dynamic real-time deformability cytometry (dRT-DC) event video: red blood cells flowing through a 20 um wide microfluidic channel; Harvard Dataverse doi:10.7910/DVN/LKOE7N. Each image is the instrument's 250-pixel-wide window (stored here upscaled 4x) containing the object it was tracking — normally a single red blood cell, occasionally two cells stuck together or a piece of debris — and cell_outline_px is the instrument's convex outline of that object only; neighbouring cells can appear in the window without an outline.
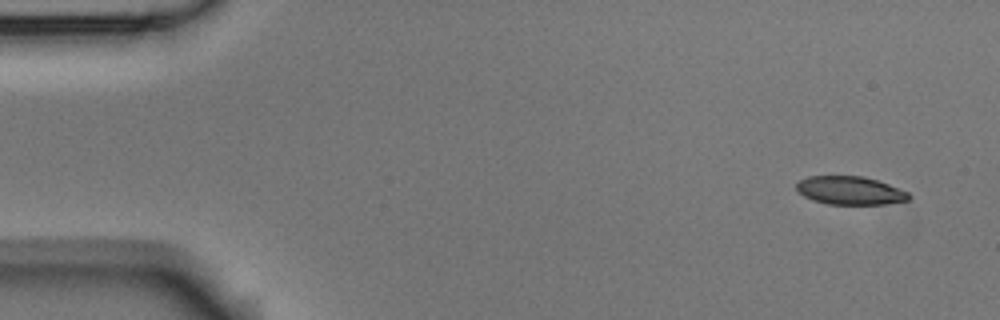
{"species": "Egyptian fruit bat (a non-hibernating species)", "species_latin": "Rousettus aegyptiacus", "temperature_condition": "room temperature", "stored_images_in_passage": 6, "camera_frame_rate_fps": 3000, "um_per_image_px": 0.085, "animal": {"sex": "male"}, "frame": {"image": 1, "passage_image": 1, "time_ms": 0.0, "image_size_px": [1000, 320], "cell_outline_px": [[912, 196], [908, 200], [884, 204], [828, 204], [812, 200], [804, 196], [796, 188], [796, 184], [800, 180], [808, 176], [864, 176], [888, 184], [908, 192]], "centroid_in_image_um": [72.25, 16.19], "position_along_channel_um": 12.7, "area_um2": 18.44}}
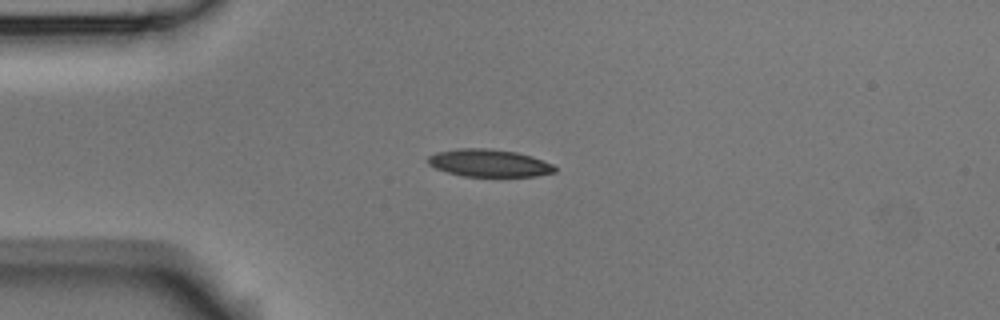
{"frame": {"image": 2, "passage_image": 4, "time_ms": 1.0, "image_size_px": [1000, 320], "cell_outline_px": [[556, 172], [536, 176], [464, 176], [448, 172], [436, 168], [428, 164], [428, 156], [436, 152], [460, 148], [488, 148], [516, 152], [532, 156], [552, 164], [556, 168]], "centroid_in_image_um": [41.57, 13.85], "position_along_channel_um": 43.4, "area_um2": 20.23}}
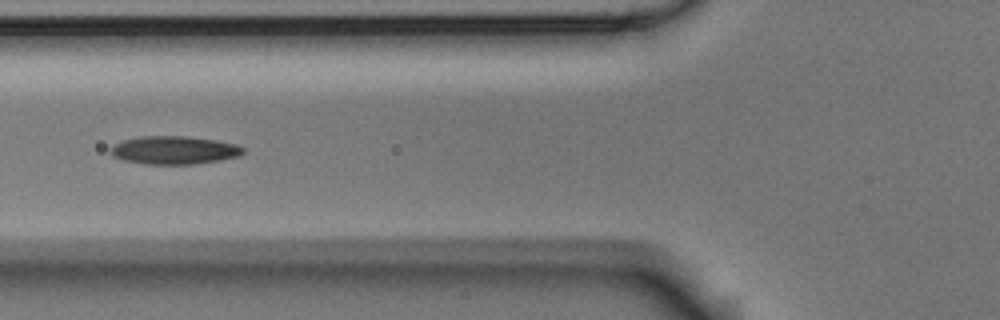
{"frame": {"image": 3, "passage_image": 6, "time_ms": 1.667, "image_size_px": [1000, 320], "cell_outline_px": [[244, 152], [240, 156], [220, 160], [192, 164], [144, 164], [124, 160], [112, 156], [108, 152], [108, 148], [124, 140], [140, 136], [184, 136], [216, 140], [236, 144], [244, 148]], "centroid_in_image_um": [14.78, 12.76], "position_along_channel_um": 111.0, "area_um2": 21.79}}